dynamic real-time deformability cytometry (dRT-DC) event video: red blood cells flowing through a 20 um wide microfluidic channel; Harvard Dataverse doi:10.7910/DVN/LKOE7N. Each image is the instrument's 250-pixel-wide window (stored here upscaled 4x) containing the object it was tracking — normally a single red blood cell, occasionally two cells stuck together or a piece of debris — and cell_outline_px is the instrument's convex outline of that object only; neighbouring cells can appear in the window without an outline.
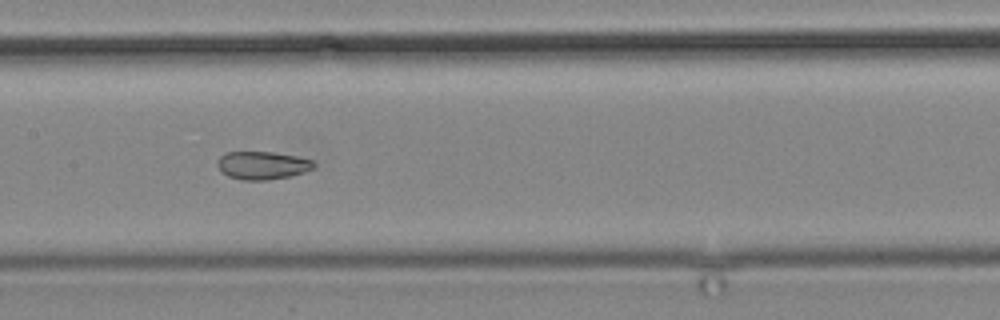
{"species": "common noctule bat (a hibernating species)", "species_latin": "Nyctalus noctula", "temperature_condition": "cold", "stored_images_in_passage": 14, "camera_frame_rate_fps": 3000, "um_per_image_px": 0.085, "animal": {"sex": "male", "body_mass_g": 19.2, "forearm_length_mm": 51.8}, "frame": {"image": 1, "passage_image": 12, "time_ms": 14.333, "image_size_px": [1000, 320], "cell_outline_px": [[316, 164], [312, 168], [304, 172], [288, 176], [268, 180], [244, 180], [228, 176], [220, 172], [216, 164], [216, 160], [224, 152], [272, 152], [296, 156], [312, 160]], "centroid_in_image_um": [22.24, 14.05], "position_along_channel_um": 185.2, "area_um2": 15.78}}
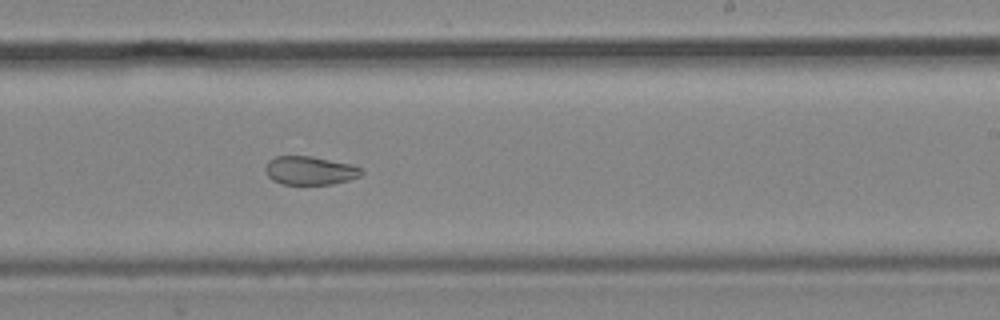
{"frame": {"image": 2, "passage_image": 14, "time_ms": 16.667, "image_size_px": [1000, 320], "cell_outline_px": [[364, 172], [360, 176], [348, 180], [332, 184], [280, 184], [272, 180], [268, 176], [264, 168], [268, 160], [276, 156], [312, 156], [352, 164], [360, 168]], "centroid_in_image_um": [26.33, 14.49], "position_along_channel_um": 262.7, "area_um2": 16.07}}